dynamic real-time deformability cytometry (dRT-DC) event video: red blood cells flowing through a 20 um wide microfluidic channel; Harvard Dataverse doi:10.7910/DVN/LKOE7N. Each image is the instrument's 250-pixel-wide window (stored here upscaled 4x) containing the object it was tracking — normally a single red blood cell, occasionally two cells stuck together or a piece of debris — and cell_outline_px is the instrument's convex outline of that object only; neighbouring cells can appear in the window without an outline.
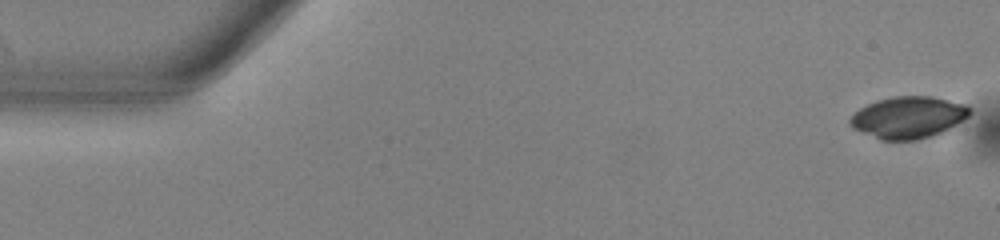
{"species": "common noctule bat (a hibernating species)", "species_latin": "Nyctalus noctula", "temperature_condition": "warm", "stored_images_in_passage": 14, "camera_frame_rate_fps": 3000, "um_per_image_px": 0.085, "animal": {"sex": "male", "body_mass_g": 13.0, "forearm_length_mm": 53.1}, "frame": {"image": 1, "passage_image": 1, "time_ms": 0.0, "image_size_px": [1000, 240], "cell_outline_px": [[972, 112], [968, 116], [944, 132], [932, 136], [916, 140], [880, 140], [852, 128], [848, 124], [848, 120], [860, 108], [876, 100], [892, 96], [932, 96], [968, 104], [972, 108]], "centroid_in_image_um": [77.22, 9.97], "position_along_channel_um": 7.8, "area_um2": 29.48}}